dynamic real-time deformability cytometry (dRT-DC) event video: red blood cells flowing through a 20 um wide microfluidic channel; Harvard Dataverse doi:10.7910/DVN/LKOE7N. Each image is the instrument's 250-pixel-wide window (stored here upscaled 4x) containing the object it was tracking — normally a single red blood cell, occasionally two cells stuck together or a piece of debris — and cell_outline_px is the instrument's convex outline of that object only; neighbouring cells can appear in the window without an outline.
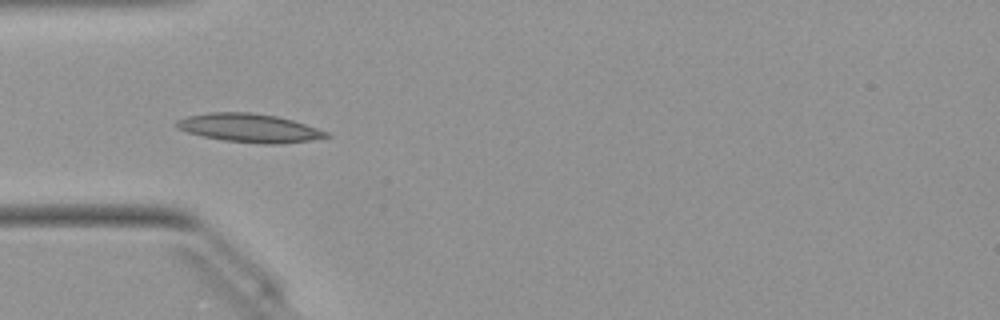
{"species": "Egyptian fruit bat (a non-hibernating species)", "species_latin": "Rousettus aegyptiacus", "temperature_condition": "warm", "stored_images_in_passage": 25, "camera_frame_rate_fps": 3000, "um_per_image_px": 0.085, "animal": {"sex": "female"}, "frame": {"image": 1, "passage_image": 4, "time_ms": 1.0, "image_size_px": [1000, 320], "cell_outline_px": [[332, 136], [312, 140], [280, 144], [264, 144], [224, 140], [204, 136], [188, 132], [176, 128], [176, 120], [188, 116], [208, 112], [252, 112], [276, 116], [292, 120], [328, 132]], "centroid_in_image_um": [21.2, 10.87], "position_along_channel_um": 63.8, "area_um2": 24.8}}
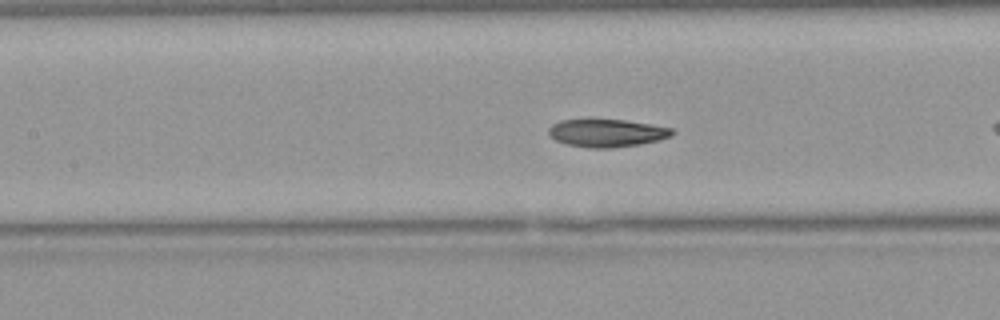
{"frame": {"image": 2, "passage_image": 8, "time_ms": 2.333, "image_size_px": [1000, 320], "cell_outline_px": [[676, 132], [672, 136], [660, 140], [640, 144], [612, 148], [588, 148], [564, 144], [548, 136], [548, 128], [552, 124], [560, 120], [592, 116], [624, 120], [652, 124], [672, 128]], "centroid_in_image_um": [51.53, 11.26], "position_along_channel_um": 155.9, "area_um2": 21.15}}
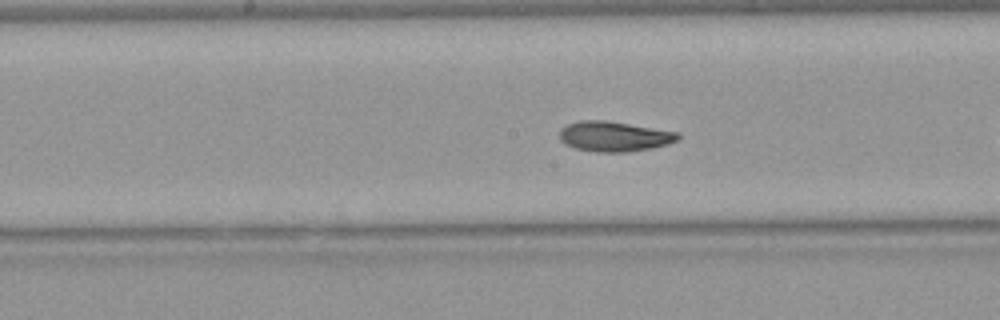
{"frame": {"image": 3, "passage_image": 11, "time_ms": 3.333, "image_size_px": [1000, 320], "cell_outline_px": [[680, 136], [676, 140], [668, 144], [652, 148], [628, 152], [596, 152], [576, 148], [564, 144], [560, 140], [560, 128], [568, 124], [580, 120], [604, 120], [680, 132]], "centroid_in_image_um": [52.2, 11.59], "position_along_channel_um": 196.0, "area_um2": 20.81}}